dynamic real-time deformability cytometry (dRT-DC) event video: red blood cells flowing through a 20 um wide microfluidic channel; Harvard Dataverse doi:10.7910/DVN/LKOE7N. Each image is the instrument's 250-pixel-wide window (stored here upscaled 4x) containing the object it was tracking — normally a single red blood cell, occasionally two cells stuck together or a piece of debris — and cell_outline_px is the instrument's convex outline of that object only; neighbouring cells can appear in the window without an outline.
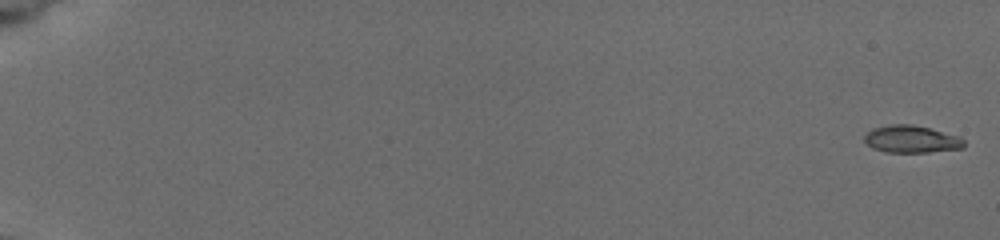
{"species": "common noctule bat (a hibernating species)", "species_latin": "Nyctalus noctula", "temperature_condition": "cold", "stored_images_in_passage": 15, "camera_frame_rate_fps": 3000, "um_per_image_px": 0.085, "animal": {"sex": "female", "body_mass_g": 19.5, "forearm_length_mm": 54.1}, "frame": {"image": 1, "passage_image": 1, "time_ms": 0.0, "image_size_px": [1000, 240], "cell_outline_px": [[964, 148], [928, 152], [888, 152], [872, 148], [864, 140], [864, 136], [872, 128], [888, 124], [912, 124], [960, 136], [964, 140]], "centroid_in_image_um": [77.47, 11.82], "position_along_channel_um": 7.5, "area_um2": 15.84}}
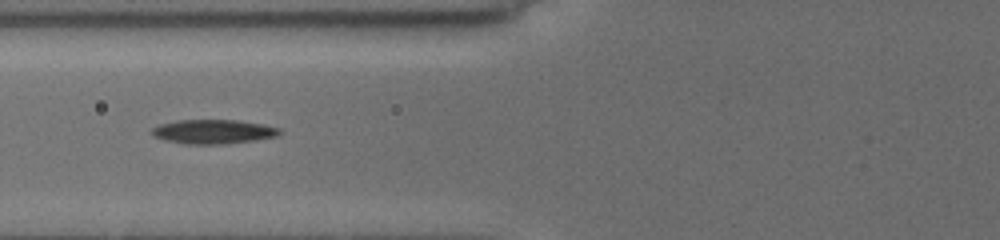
{"frame": {"image": 2, "passage_image": 9, "time_ms": 8.0, "image_size_px": [1000, 240], "cell_outline_px": [[280, 132], [276, 136], [256, 140], [224, 144], [184, 144], [164, 140], [152, 136], [152, 128], [160, 124], [180, 120], [236, 120], [264, 124], [280, 128]], "centroid_in_image_um": [18.11, 11.19], "position_along_channel_um": 107.7, "area_um2": 18.03}}
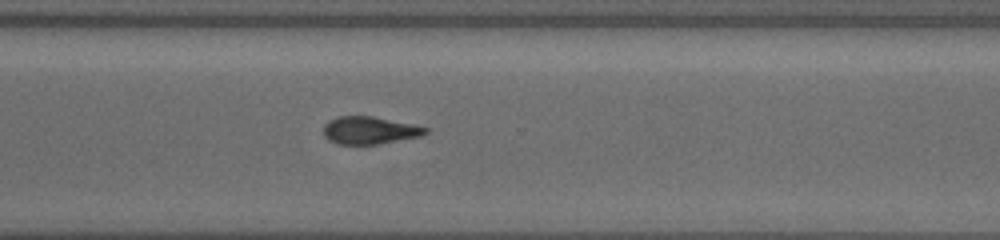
{"frame": {"image": 3, "passage_image": 15, "time_ms": 14.0, "image_size_px": [1000, 240], "cell_outline_px": [[428, 132], [420, 136], [376, 144], [336, 144], [328, 140], [324, 136], [324, 124], [328, 120], [336, 116], [372, 116], [412, 124], [428, 128]], "centroid_in_image_um": [31.36, 11.07], "position_along_channel_um": 339.2, "area_um2": 16.3}}